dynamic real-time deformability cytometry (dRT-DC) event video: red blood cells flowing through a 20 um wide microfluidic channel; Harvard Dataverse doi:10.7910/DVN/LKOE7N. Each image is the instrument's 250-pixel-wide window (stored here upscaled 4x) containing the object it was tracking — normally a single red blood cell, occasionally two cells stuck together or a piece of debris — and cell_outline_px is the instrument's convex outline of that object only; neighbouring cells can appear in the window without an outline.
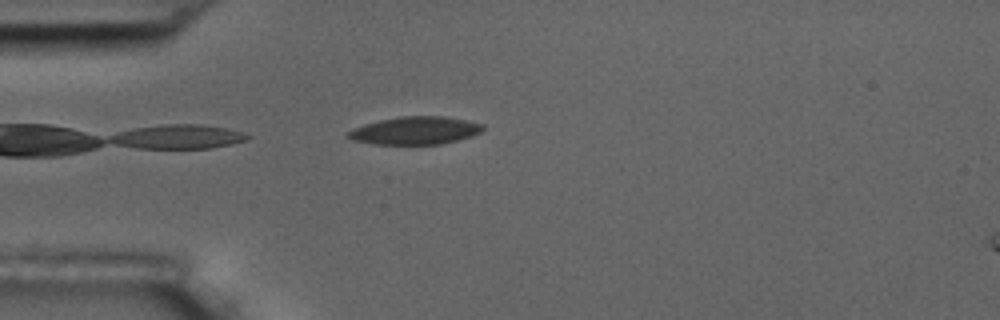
{"species": "common noctule bat (a hibernating species)", "species_latin": "Nyctalus noctula", "temperature_condition": "room temperature", "stored_images_in_passage": 4, "camera_frame_rate_fps": 3000, "um_per_image_px": 0.085, "animal": {"sex": "male", "body_mass_g": 17.5, "forearm_length_mm": 52.3}, "frame": {"image": 1, "passage_image": 4, "time_ms": 4.0, "image_size_px": [1000, 320], "cell_outline_px": [[484, 128], [480, 132], [472, 136], [440, 144], [376, 144], [352, 140], [348, 136], [348, 132], [352, 128], [364, 124], [380, 120], [400, 116], [444, 116], [484, 124]], "centroid_in_image_um": [35.29, 11.09], "position_along_channel_um": 49.7, "area_um2": 21.68}}